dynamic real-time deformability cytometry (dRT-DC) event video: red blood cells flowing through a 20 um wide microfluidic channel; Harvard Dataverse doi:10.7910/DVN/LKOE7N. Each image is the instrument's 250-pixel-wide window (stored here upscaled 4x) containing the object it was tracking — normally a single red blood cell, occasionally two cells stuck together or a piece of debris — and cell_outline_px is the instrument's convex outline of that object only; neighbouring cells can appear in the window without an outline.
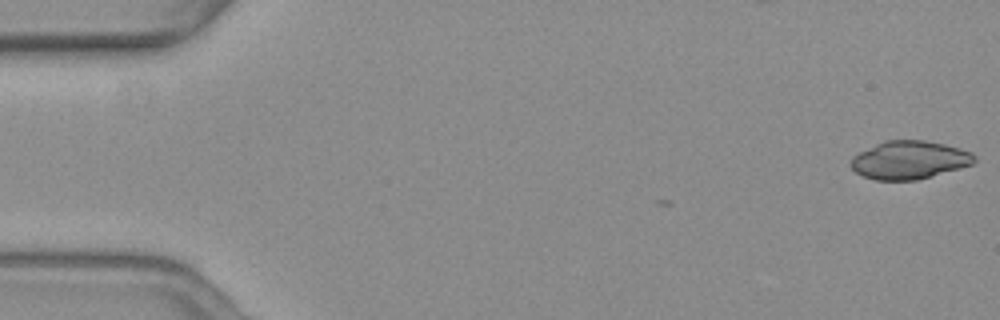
{"species": "common noctule bat (a hibernating species)", "species_latin": "Nyctalus noctula", "temperature_condition": "warm", "stored_images_in_passage": 8, "camera_frame_rate_fps": 3000, "um_per_image_px": 0.085, "animal": {"sex": "female", "body_mass_g": 19.3, "forearm_length_mm": 54.1}, "frame": {"image": 1, "passage_image": 1, "time_ms": 0.0, "image_size_px": [1000, 320], "cell_outline_px": [[976, 160], [972, 164], [960, 168], [916, 180], [876, 180], [864, 176], [856, 172], [852, 168], [852, 156], [884, 140], [924, 140], [944, 144], [960, 148], [972, 152], [976, 156]], "centroid_in_image_um": [77.32, 13.59], "position_along_channel_um": 7.7, "area_um2": 27.28}}